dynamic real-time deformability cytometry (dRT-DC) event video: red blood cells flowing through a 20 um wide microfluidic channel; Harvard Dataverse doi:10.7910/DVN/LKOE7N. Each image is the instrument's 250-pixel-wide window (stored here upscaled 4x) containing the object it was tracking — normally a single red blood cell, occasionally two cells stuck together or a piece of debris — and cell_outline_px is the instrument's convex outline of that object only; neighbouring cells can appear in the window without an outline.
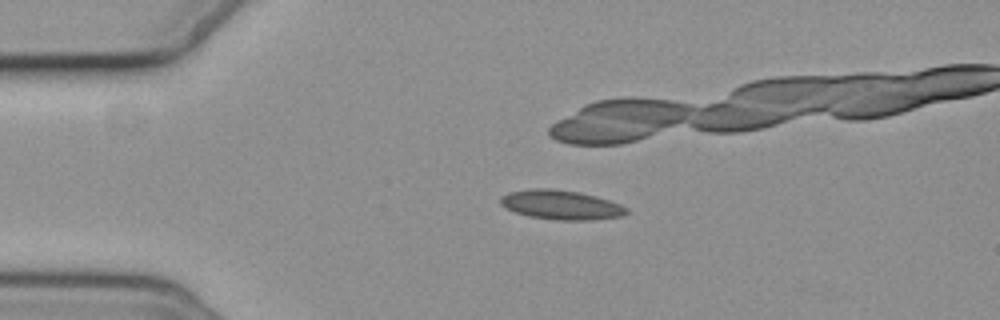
{"species": "common noctule bat (a hibernating species)", "species_latin": "Nyctalus noctula", "temperature_condition": "cold", "stored_images_in_passage": 5, "camera_frame_rate_fps": 3000, "um_per_image_px": 0.085, "animal": {"sex": "female", "body_mass_g": 19.3, "forearm_length_mm": 54.1}, "frame": {"image": 1, "passage_image": 1, "time_ms": 0.0, "image_size_px": [1000, 320], "cell_outline_px": [[628, 212], [624, 216], [588, 220], [556, 220], [528, 216], [504, 208], [500, 204], [500, 196], [508, 192], [536, 188], [548, 188], [576, 192], [596, 196], [620, 204], [628, 208]], "centroid_in_image_um": [47.67, 17.42], "position_along_channel_um": 37.3, "area_um2": 21.56}}